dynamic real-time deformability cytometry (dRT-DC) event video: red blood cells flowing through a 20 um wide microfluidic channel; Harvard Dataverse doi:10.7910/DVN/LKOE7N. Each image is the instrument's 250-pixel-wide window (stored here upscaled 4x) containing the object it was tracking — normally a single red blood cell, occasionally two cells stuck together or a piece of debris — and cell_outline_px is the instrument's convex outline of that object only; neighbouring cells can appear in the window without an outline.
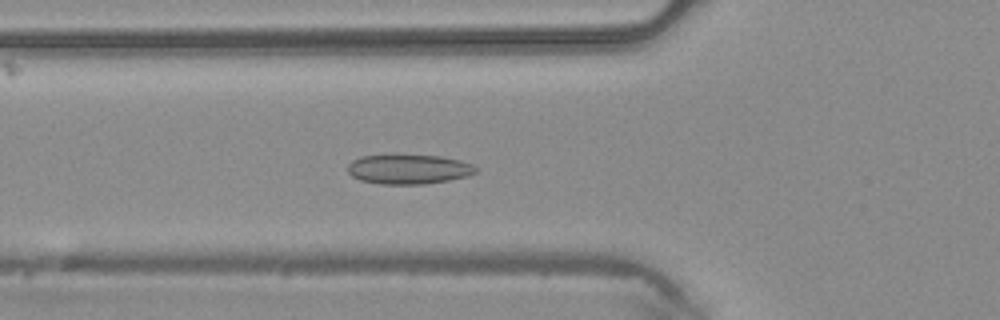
{"species": "common noctule bat (a hibernating species)", "species_latin": "Nyctalus noctula", "temperature_condition": "warm", "stored_images_in_passage": 42, "camera_frame_rate_fps": 3000, "um_per_image_px": 0.085, "animal": {"sex": "male", "body_mass_g": 20.4}, "frame": {"image": 1, "passage_image": 12, "time_ms": 3.667, "image_size_px": [1000, 320], "cell_outline_px": [[480, 168], [476, 172], [468, 176], [448, 180], [424, 184], [380, 184], [360, 180], [352, 176], [348, 172], [348, 164], [352, 160], [360, 156], [400, 152], [440, 156], [460, 160], [472, 164]], "centroid_in_image_um": [34.72, 14.33], "position_along_channel_um": 91.1, "area_um2": 23.06}}
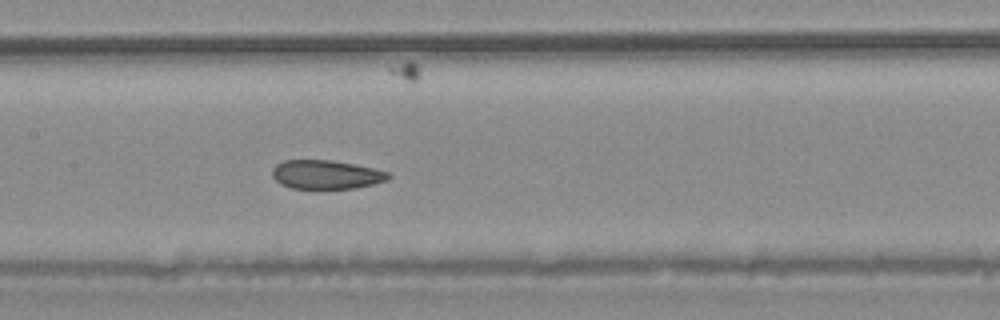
{"frame": {"image": 2, "passage_image": 18, "time_ms": 5.667, "image_size_px": [1000, 320], "cell_outline_px": [[392, 176], [388, 180], [356, 188], [292, 188], [280, 184], [272, 176], [272, 168], [276, 164], [284, 160], [332, 160], [372, 168], [388, 172]], "centroid_in_image_um": [27.7, 14.83], "position_along_channel_um": 179.7, "area_um2": 19.42}}
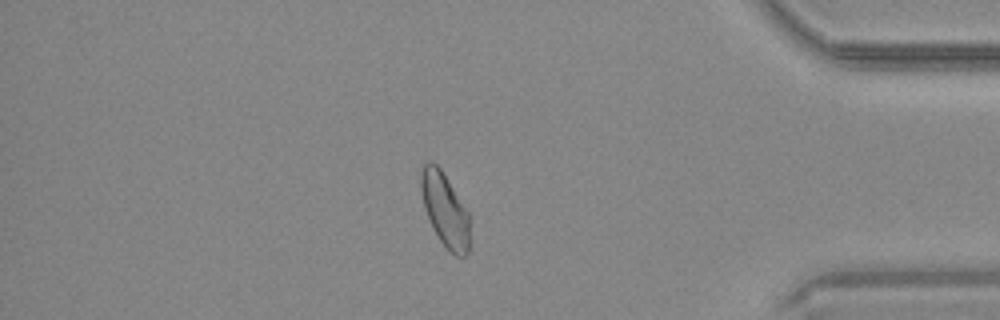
{"frame": {"image": 3, "passage_image": 35, "time_ms": 11.333, "image_size_px": [1000, 320], "cell_outline_px": [[472, 216], [468, 252], [464, 256], [456, 256], [440, 240], [432, 228], [424, 208], [420, 188], [420, 172], [424, 164], [428, 160], [432, 160], [440, 168]], "centroid_in_image_um": [37.84, 17.81], "position_along_channel_um": 397.4, "area_um2": 21.39}}